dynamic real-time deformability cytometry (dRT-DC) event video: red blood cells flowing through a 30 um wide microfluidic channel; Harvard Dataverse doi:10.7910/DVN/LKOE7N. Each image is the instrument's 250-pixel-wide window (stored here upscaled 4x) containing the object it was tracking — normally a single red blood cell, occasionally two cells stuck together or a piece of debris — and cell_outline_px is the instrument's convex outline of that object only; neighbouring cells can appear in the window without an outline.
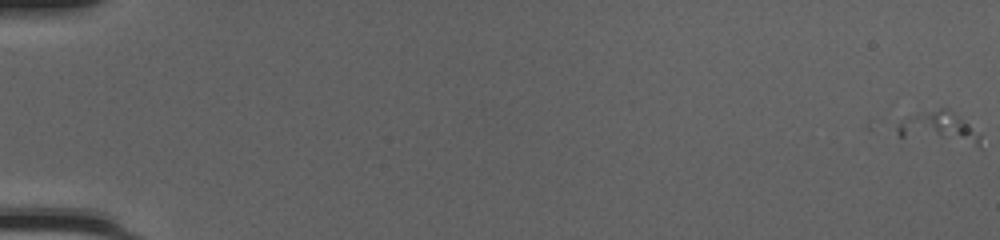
{"species": "common noctule bat (a hibernating species)", "species_latin": "Nyctalus noctula", "temperature_condition": "cold", "stored_images_in_passage": 3, "camera_frame_rate_fps": 3000, "um_per_image_px": 0.085, "animal": {"sex": "female", "body_mass_g": 20.0, "forearm_length_mm": 54.0}, "frame": {"image": 1, "passage_image": 1, "time_ms": 0.0, "image_size_px": [1000, 240], "cell_outline_px": [[980, 148], [900, 136], [896, 132], [896, 128], [908, 116], [940, 108], [948, 108], [968, 124], [980, 136]], "centroid_in_image_um": [79.85, 10.9], "position_along_channel_um": 5.1, "area_um2": 15.2}}